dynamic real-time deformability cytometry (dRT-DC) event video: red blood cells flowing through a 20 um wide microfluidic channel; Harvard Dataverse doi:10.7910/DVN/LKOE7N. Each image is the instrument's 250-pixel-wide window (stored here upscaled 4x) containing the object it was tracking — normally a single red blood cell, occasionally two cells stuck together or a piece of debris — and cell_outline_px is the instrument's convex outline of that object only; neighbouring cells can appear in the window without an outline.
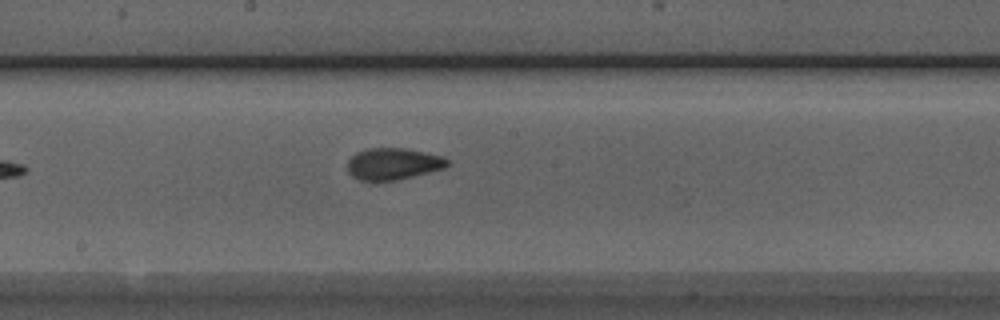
{"species": "Egyptian fruit bat (a non-hibernating species)", "species_latin": "Rousettus aegyptiacus", "temperature_condition": "room temperature", "stored_images_in_passage": 8, "camera_frame_rate_fps": 3000, "um_per_image_px": 0.085, "animal": {"sex": "male"}, "frame": {"image": 1, "passage_image": 8, "time_ms": 8.333, "image_size_px": [1000, 320], "cell_outline_px": [[448, 164], [444, 168], [396, 180], [360, 180], [352, 176], [348, 172], [348, 160], [356, 152], [368, 148], [404, 148], [440, 156], [448, 160]], "centroid_in_image_um": [33.37, 13.92], "position_along_channel_um": 214.8, "area_um2": 18.09}}